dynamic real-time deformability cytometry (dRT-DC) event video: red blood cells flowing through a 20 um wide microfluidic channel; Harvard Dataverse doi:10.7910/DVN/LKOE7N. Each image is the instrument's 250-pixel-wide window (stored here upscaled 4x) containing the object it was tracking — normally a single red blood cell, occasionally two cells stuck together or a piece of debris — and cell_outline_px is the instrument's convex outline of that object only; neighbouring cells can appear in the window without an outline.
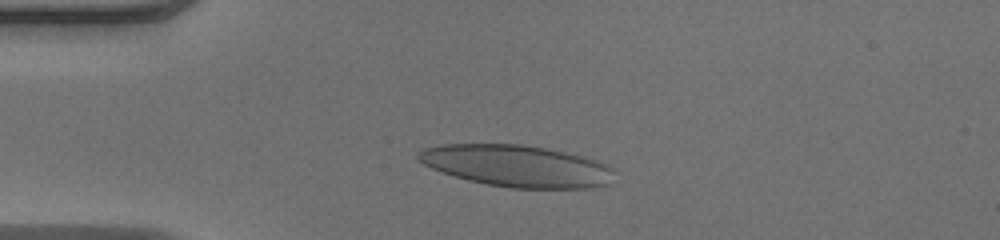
{"species": "human", "species_latin": "Homo sapiens", "temperature_condition": "warm", "stored_images_in_passage": 45, "camera_frame_rate_fps": 3000, "um_per_image_px": 0.085, "donor": {"sex": "male"}, "frame": {"image": 1, "passage_image": 6, "time_ms": 1.667, "image_size_px": [1000, 240], "cell_outline_px": [[612, 168], [608, 184], [584, 188], [512, 188], [488, 184], [468, 180], [432, 168], [424, 164], [416, 156], [424, 148], [440, 144], [520, 144], [544, 148], [564, 152], [596, 160], [608, 164]], "centroid_in_image_um": [43.89, 14.1], "position_along_channel_um": 41.1, "area_um2": 46.99}}
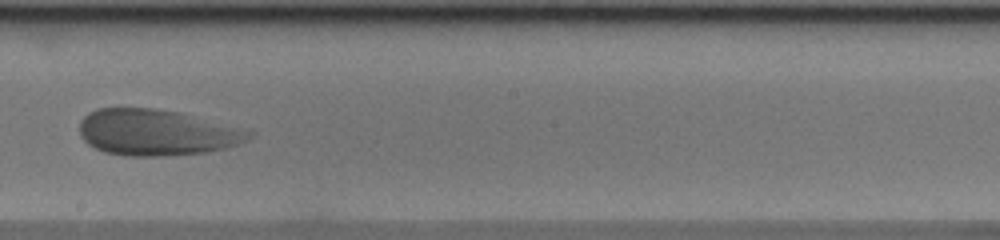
{"frame": {"image": 2, "passage_image": 23, "time_ms": 7.333, "image_size_px": [1000, 240], "cell_outline_px": [[256, 132], [252, 136], [236, 144], [224, 148], [204, 152], [156, 156], [128, 156], [104, 152], [88, 144], [80, 136], [80, 120], [88, 112], [96, 108], [152, 108], [176, 112]], "centroid_in_image_um": [13.22, 11.26], "position_along_channel_um": 235.0, "area_um2": 44.91}}
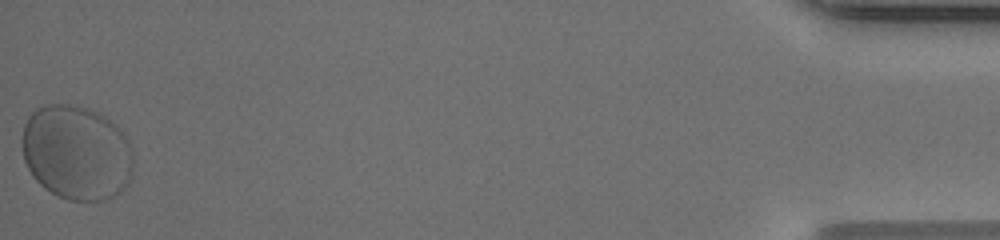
{"frame": {"image": 3, "passage_image": 45, "time_ms": 14.667, "image_size_px": [1000, 240], "cell_outline_px": [[132, 176], [128, 184], [120, 192], [108, 200], [68, 200], [56, 196], [44, 188], [32, 176], [24, 160], [24, 124], [28, 116], [36, 108], [44, 104], [68, 104], [88, 108], [100, 112], [116, 124], [124, 136], [132, 152]], "centroid_in_image_um": [6.51, 12.97], "position_along_channel_um": 428.7, "area_um2": 61.73}, "authors_computed_cell_mechanics": {"area_um2": 46.9336, "velocity_mm_per_s": 3.9387, "shape_relaxation_time_tau1_ms": 7.6147, "shape_relaxation_time_tau2_ms": null, "deformation_change_tau1": 0.1746, "deformation_change_tau2": null}}